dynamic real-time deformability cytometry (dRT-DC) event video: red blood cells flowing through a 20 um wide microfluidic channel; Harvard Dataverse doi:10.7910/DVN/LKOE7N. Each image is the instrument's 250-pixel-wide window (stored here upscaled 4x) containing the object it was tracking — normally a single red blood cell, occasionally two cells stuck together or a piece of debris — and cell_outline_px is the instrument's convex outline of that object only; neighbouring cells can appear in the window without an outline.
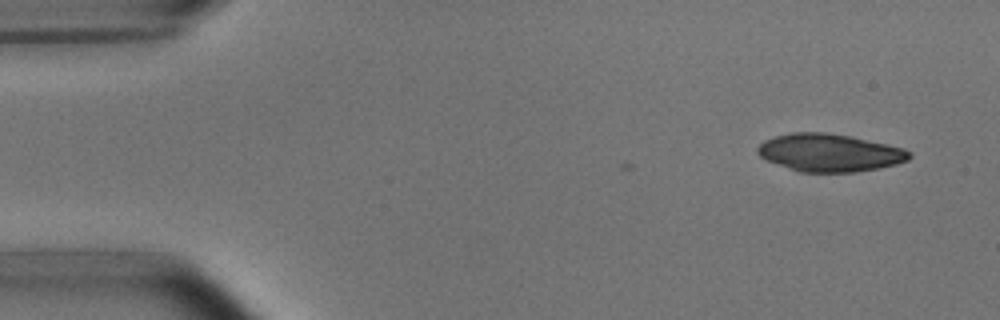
{"species": "common noctule bat (a hibernating species)", "species_latin": "Nyctalus noctula", "temperature_condition": "room temperature", "stored_images_in_passage": 3, "camera_frame_rate_fps": 3000, "um_per_image_px": 0.085, "animal": {"sex": "male", "body_mass_g": 15.6}, "frame": {"image": 1, "passage_image": 3, "time_ms": 0.667, "image_size_px": [1000, 320], "cell_outline_px": [[912, 156], [908, 160], [896, 164], [880, 168], [856, 172], [800, 172], [764, 160], [756, 152], [756, 148], [764, 140], [776, 136], [792, 132], [824, 132], [852, 136], [904, 148], [912, 152]], "centroid_in_image_um": [70.51, 12.98], "position_along_channel_um": 14.5, "area_um2": 33.64}}